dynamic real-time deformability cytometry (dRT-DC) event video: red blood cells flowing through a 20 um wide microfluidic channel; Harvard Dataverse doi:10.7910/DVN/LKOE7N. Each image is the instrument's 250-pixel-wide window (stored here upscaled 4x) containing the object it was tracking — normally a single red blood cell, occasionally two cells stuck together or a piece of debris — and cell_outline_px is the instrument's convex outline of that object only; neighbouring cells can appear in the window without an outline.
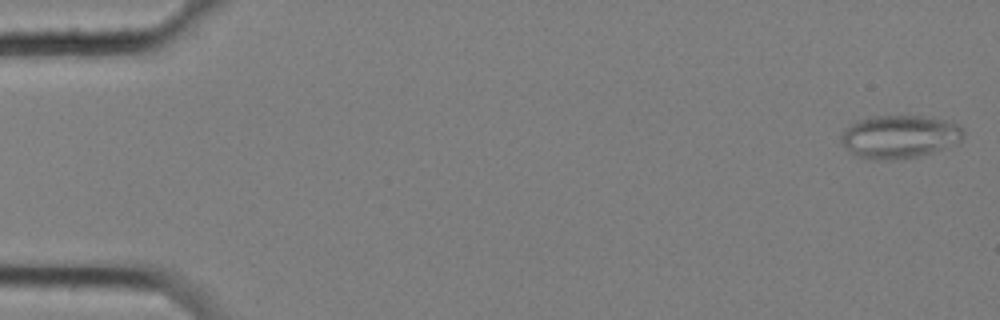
{"species": "common noctule bat (a hibernating species)", "species_latin": "Nyctalus noctula", "temperature_condition": "cold", "stored_images_in_passage": 59, "camera_frame_rate_fps": 3000, "um_per_image_px": 0.085, "animal": {"sex": "female", "body_mass_g": 25.1}, "frame": {"image": 1, "passage_image": 2, "time_ms": 0.333, "image_size_px": [1000, 320], "cell_outline_px": [[964, 136], [956, 144], [932, 152], [916, 156], [888, 160], [876, 160], [856, 156], [840, 140], [840, 136], [856, 120], [872, 116], [924, 116], [944, 120], [960, 124], [964, 132]], "centroid_in_image_um": [76.49, 11.61], "position_along_channel_um": 8.5, "area_um2": 30.46}}
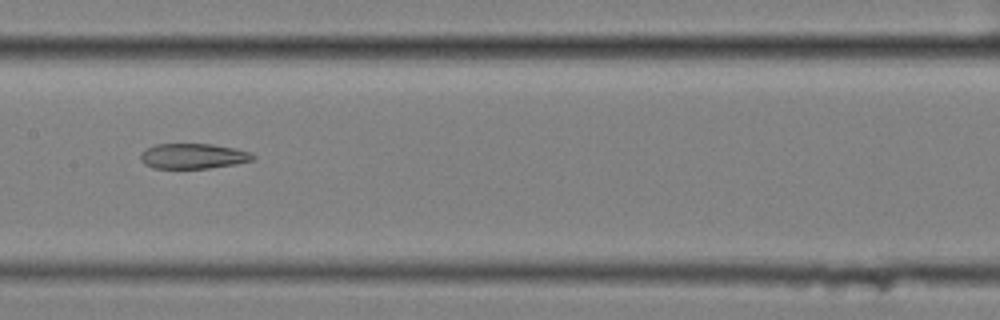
{"frame": {"image": 2, "passage_image": 30, "time_ms": 9.667, "image_size_px": [1000, 320], "cell_outline_px": [[256, 156], [252, 160], [236, 164], [208, 168], [152, 168], [144, 164], [140, 160], [140, 152], [144, 148], [156, 144], [212, 144], [236, 148], [248, 152]], "centroid_in_image_um": [16.36, 13.26], "position_along_channel_um": 191.0, "area_um2": 16.65}}
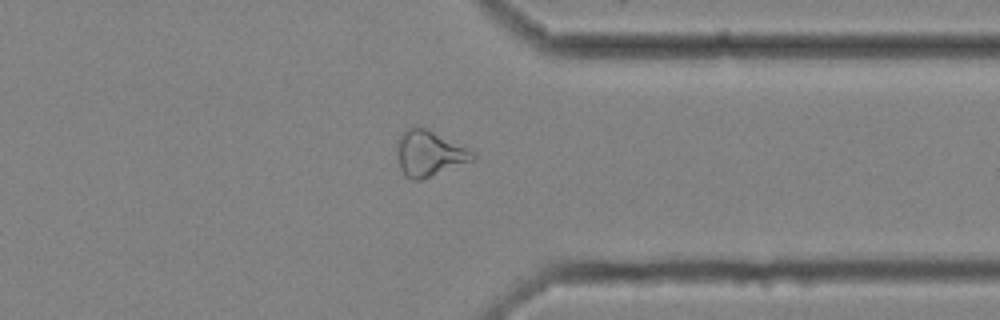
{"frame": {"image": 3, "passage_image": 46, "time_ms": 15.0, "image_size_px": [1000, 320], "cell_outline_px": [[476, 156], [472, 160], [420, 180], [412, 180], [404, 176], [400, 168], [396, 152], [400, 136], [408, 128], [428, 128], [476, 152]], "centroid_in_image_um": [36.48, 13.04], "position_along_channel_um": 374.9, "area_um2": 19.88}}